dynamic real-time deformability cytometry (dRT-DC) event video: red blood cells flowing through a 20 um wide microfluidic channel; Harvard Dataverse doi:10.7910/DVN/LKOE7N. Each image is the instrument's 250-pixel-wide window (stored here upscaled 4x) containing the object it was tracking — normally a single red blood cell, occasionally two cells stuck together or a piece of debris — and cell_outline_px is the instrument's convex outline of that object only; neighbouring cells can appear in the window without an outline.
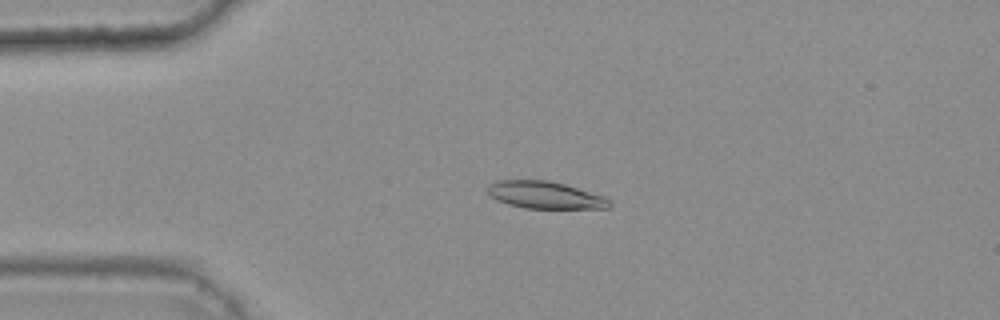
{"species": "common noctule bat (a hibernating species)", "species_latin": "Nyctalus noctula", "temperature_condition": "warm", "stored_images_in_passage": 39, "camera_frame_rate_fps": 3000, "um_per_image_px": 0.085, "animal": {"sex": "female", "body_mass_g": 25.1}, "frame": {"image": 1, "passage_image": 6, "time_ms": 1.667, "image_size_px": [1000, 320], "cell_outline_px": [[612, 204], [608, 208], [524, 208], [508, 204], [496, 200], [488, 196], [488, 188], [496, 180], [548, 180], [564, 184], [604, 196], [612, 200]], "centroid_in_image_um": [46.33, 16.58], "position_along_channel_um": 38.7, "area_um2": 19.31}}
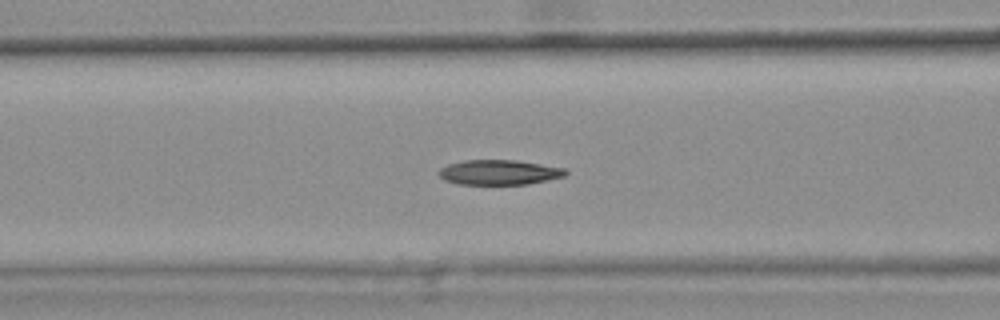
{"frame": {"image": 2, "passage_image": 15, "time_ms": 4.667, "image_size_px": [1000, 320], "cell_outline_px": [[568, 172], [564, 176], [548, 180], [528, 184], [460, 184], [444, 180], [436, 172], [440, 168], [448, 164], [464, 160], [516, 160], [564, 168]], "centroid_in_image_um": [42.4, 14.64], "position_along_channel_um": 124.2, "area_um2": 18.38}}
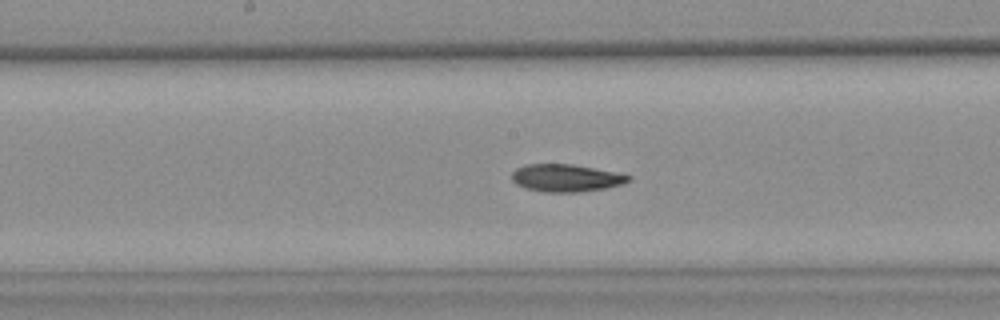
{"frame": {"image": 3, "passage_image": 21, "time_ms": 6.667, "image_size_px": [1000, 320], "cell_outline_px": [[632, 180], [624, 184], [604, 188], [580, 192], [544, 192], [524, 188], [516, 184], [512, 180], [512, 172], [516, 168], [524, 164], [572, 164], [624, 172], [632, 176]], "centroid_in_image_um": [48.18, 15.11], "position_along_channel_um": 200.0, "area_um2": 19.19}, "authors_computed_cell_mechanics": {"area_um2": 19.1896, "velocity_mm_per_s": 3.8045, "shape_relaxation_time_tau1_ms": 10.6878, "shape_relaxation_time_tau2_ms": 5.8565, "deformation_change_tau1": 0.2272, "deformation_change_tau2": 0.0816}}